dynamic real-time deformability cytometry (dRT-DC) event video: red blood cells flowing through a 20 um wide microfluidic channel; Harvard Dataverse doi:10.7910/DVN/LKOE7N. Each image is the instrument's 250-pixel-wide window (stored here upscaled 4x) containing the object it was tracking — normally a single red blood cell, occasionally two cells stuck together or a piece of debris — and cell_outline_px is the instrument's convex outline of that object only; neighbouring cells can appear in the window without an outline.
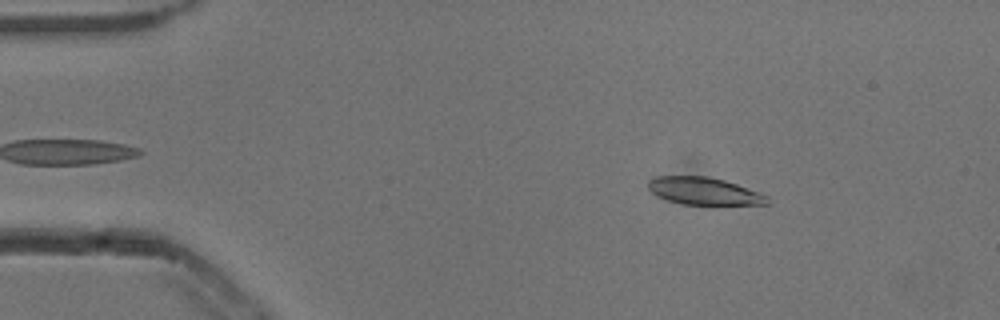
{"species": "common noctule bat (a hibernating species)", "species_latin": "Nyctalus noctula", "temperature_condition": "cold", "stored_images_in_passage": 53, "camera_frame_rate_fps": 3000, "um_per_image_px": 0.085, "animal": {"sex": "male", "body_mass_g": 13.3}, "frame": {"image": 1, "passage_image": 8, "time_ms": 2.333, "image_size_px": [1000, 320], "cell_outline_px": [[768, 204], [716, 208], [712, 208], [680, 204], [668, 200], [652, 192], [648, 188], [648, 180], [656, 176], [708, 176], [724, 180], [760, 192], [768, 196]], "centroid_in_image_um": [59.93, 16.31], "position_along_channel_um": 25.1, "area_um2": 20.11}}
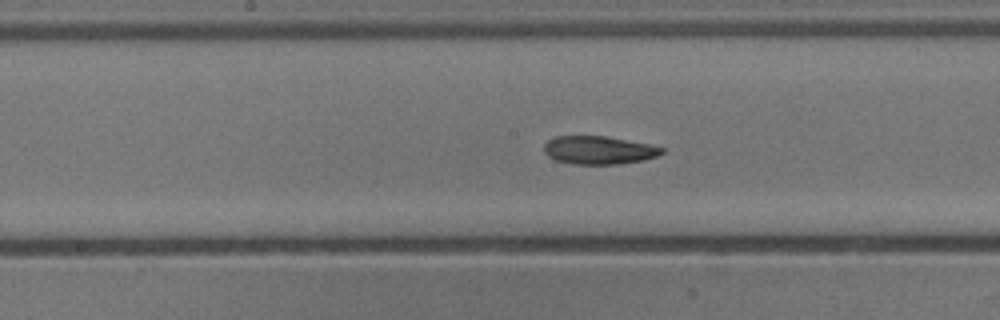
{"frame": {"image": 2, "passage_image": 27, "time_ms": 8.667, "image_size_px": [1000, 320], "cell_outline_px": [[664, 152], [656, 156], [644, 160], [620, 164], [572, 164], [556, 160], [548, 156], [544, 152], [544, 144], [548, 140], [556, 136], [604, 136], [648, 144], [664, 148]], "centroid_in_image_um": [50.88, 12.77], "position_along_channel_um": 197.3, "area_um2": 19.25}}
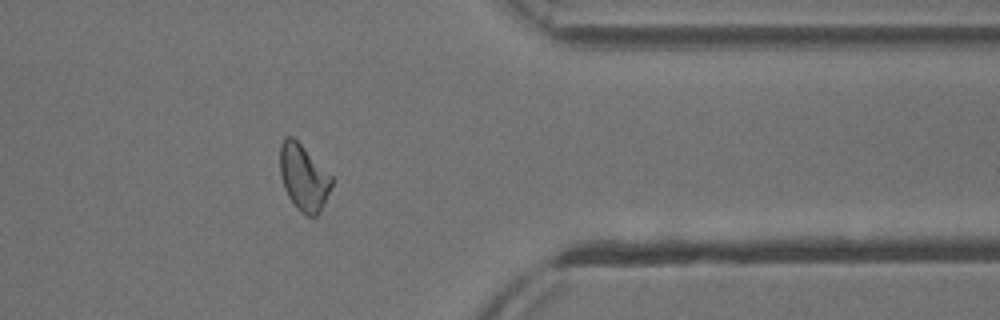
{"frame": {"image": 3, "passage_image": 43, "time_ms": 14.0, "image_size_px": [1000, 320], "cell_outline_px": [[332, 184], [324, 204], [320, 212], [316, 216], [304, 216], [296, 208], [288, 196], [284, 188], [280, 176], [280, 144], [284, 136], [292, 136], [332, 176]], "centroid_in_image_um": [25.79, 15.11], "position_along_channel_um": 385.6, "area_um2": 19.88}, "authors_computed_cell_mechanics": {"area_um2": 19.652, "velocity_mm_per_s": 3.8283, "shape_relaxation_time_tau1_ms": 6.429, "shape_relaxation_time_tau2_ms": 2.89, "deformation_change_tau1": 0.2069, "deformation_change_tau2": 0.098}}